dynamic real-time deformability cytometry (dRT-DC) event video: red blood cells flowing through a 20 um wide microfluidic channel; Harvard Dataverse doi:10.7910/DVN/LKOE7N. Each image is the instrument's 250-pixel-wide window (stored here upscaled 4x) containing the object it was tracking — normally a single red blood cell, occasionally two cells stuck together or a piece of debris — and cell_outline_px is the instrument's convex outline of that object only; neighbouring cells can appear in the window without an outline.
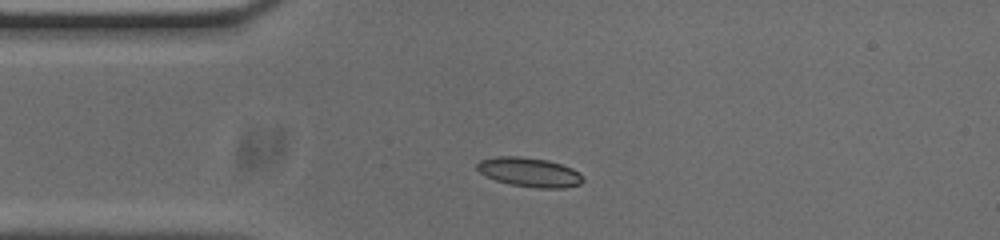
{"species": "common noctule bat (a hibernating species)", "species_latin": "Nyctalus noctula", "temperature_condition": "cold", "stored_images_in_passage": 43, "camera_frame_rate_fps": 3000, "um_per_image_px": 0.085, "animal": {"sex": "male", "body_mass_g": 20.0, "forearm_length_mm": 53.3}, "frame": {"image": 1, "passage_image": 1, "time_ms": 0.0, "image_size_px": [1000, 240], "cell_outline_px": [[584, 180], [580, 184], [564, 188], [536, 188], [512, 184], [496, 180], [484, 176], [476, 168], [476, 164], [480, 160], [496, 156], [520, 156], [548, 160], [572, 168]], "centroid_in_image_um": [44.95, 14.63], "position_along_channel_um": 40.0, "area_um2": 17.98}}
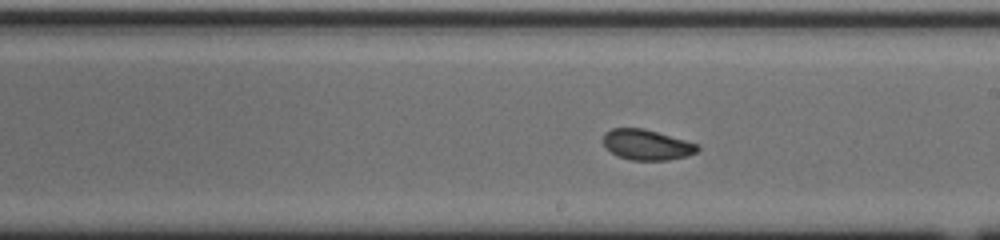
{"frame": {"image": 2, "passage_image": 18, "time_ms": 5.667, "image_size_px": [1000, 240], "cell_outline_px": [[700, 148], [696, 152], [688, 156], [668, 160], [632, 160], [616, 156], [604, 144], [604, 132], [612, 128], [644, 128], [700, 144]], "centroid_in_image_um": [55.01, 12.3], "position_along_channel_um": 234.0, "area_um2": 16.82}}
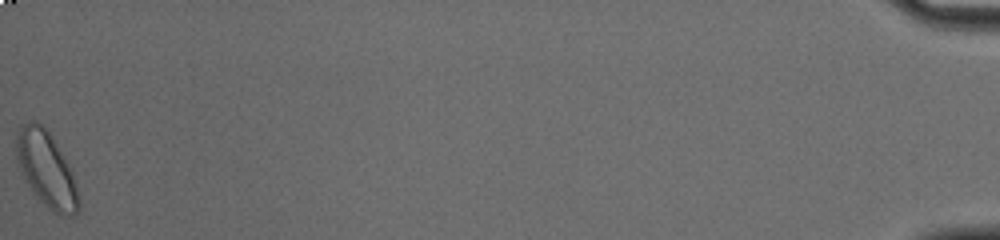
{"frame": {"image": 3, "passage_image": 43, "time_ms": 14.0, "image_size_px": [1000, 240], "cell_outline_px": [[80, 208], [72, 216], [60, 216], [52, 212], [32, 192], [24, 180], [16, 156], [16, 136], [20, 124], [28, 120], [32, 120], [40, 124], [48, 132], [68, 164], [72, 172], [80, 196]], "centroid_in_image_um": [3.94, 14.43], "position_along_channel_um": 431.3, "area_um2": 27.4}, "authors_computed_cell_mechanics": {"area_um2": 17.4556, "velocity_mm_per_s": 3.715, "shape_relaxation_time_tau1_ms": 3.351, "shape_relaxation_time_tau2_ms": 1.4296, "deformation_change_tau1": 0.1279, "deformation_change_tau2": 0.0565}}